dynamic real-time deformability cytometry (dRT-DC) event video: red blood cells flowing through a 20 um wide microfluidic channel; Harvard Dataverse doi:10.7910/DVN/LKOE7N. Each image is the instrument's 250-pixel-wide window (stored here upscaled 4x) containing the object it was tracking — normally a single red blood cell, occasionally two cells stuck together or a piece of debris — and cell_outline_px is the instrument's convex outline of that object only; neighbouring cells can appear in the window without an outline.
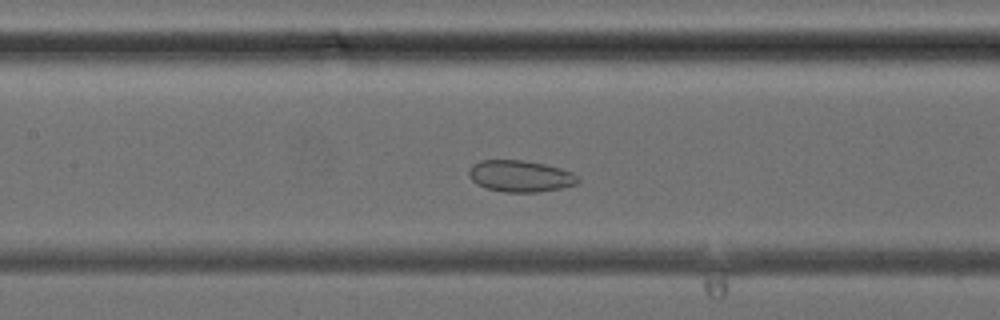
{"species": "common noctule bat (a hibernating species)", "species_latin": "Nyctalus noctula", "temperature_condition": "cold", "stored_images_in_passage": 38, "camera_frame_rate_fps": 3000, "um_per_image_px": 0.085, "animal": {"sex": "female", "body_mass_g": 24.6, "forearm_length_mm": 56.2}, "frame": {"image": 1, "passage_image": 16, "time_ms": 5.0, "image_size_px": [1000, 320], "cell_outline_px": [[580, 184], [560, 188], [536, 192], [504, 192], [488, 188], [476, 184], [468, 176], [468, 172], [472, 164], [480, 160], [524, 160], [544, 164], [560, 168], [572, 172], [580, 176]], "centroid_in_image_um": [44.25, 14.96], "position_along_channel_um": 163.2, "area_um2": 20.23}}
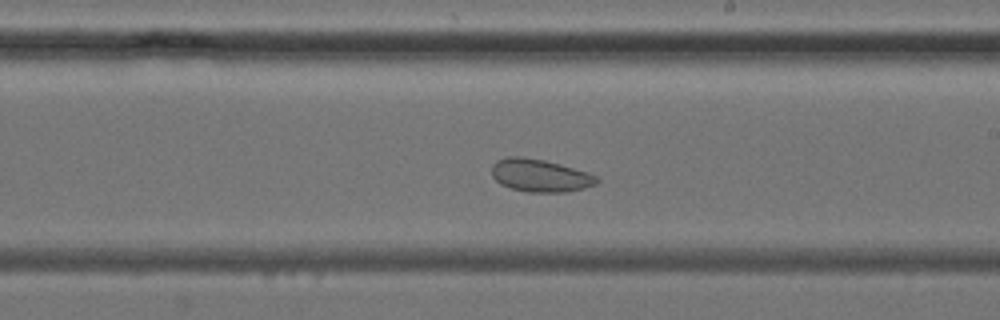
{"frame": {"image": 2, "passage_image": 21, "time_ms": 6.667, "image_size_px": [1000, 320], "cell_outline_px": [[600, 180], [596, 184], [584, 188], [564, 192], [528, 192], [512, 188], [500, 184], [492, 176], [492, 164], [496, 160], [508, 156], [520, 156], [544, 160], [560, 164], [588, 172], [596, 176]], "centroid_in_image_um": [45.89, 14.91], "position_along_channel_um": 243.1, "area_um2": 20.06}}
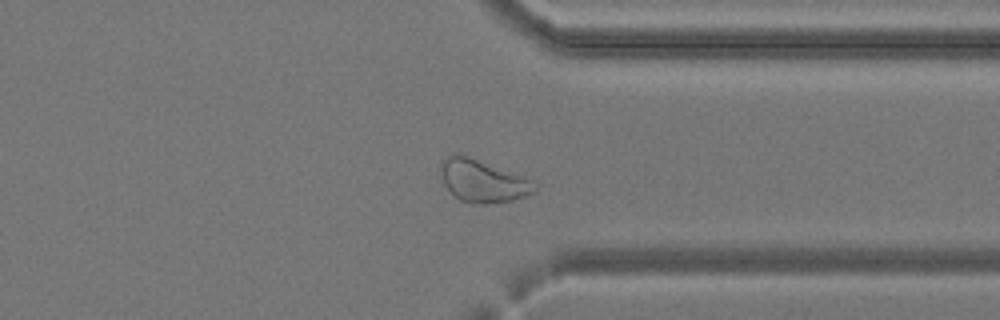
{"frame": {"image": 3, "passage_image": 29, "time_ms": 9.333, "image_size_px": [1000, 320], "cell_outline_px": [[540, 184], [536, 192], [512, 200], [484, 204], [472, 204], [460, 200], [444, 184], [440, 176], [440, 164], [448, 156], [456, 152], [464, 152], [536, 180]], "centroid_in_image_um": [41.09, 15.32], "position_along_channel_um": 370.3, "area_um2": 24.33}}